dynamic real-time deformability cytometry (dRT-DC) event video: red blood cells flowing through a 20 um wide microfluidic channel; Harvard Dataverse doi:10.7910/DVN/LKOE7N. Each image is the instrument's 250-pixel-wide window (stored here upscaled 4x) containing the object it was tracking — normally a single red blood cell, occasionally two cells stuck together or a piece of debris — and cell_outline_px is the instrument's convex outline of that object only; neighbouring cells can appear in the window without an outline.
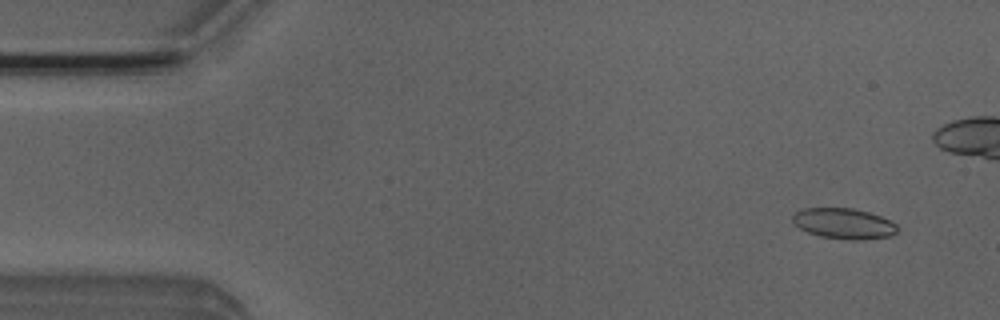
{"species": "Egyptian fruit bat (a non-hibernating species)", "species_latin": "Rousettus aegyptiacus", "temperature_condition": "room temperature", "stored_images_in_passage": 5, "camera_frame_rate_fps": 3000, "um_per_image_px": 0.085, "animal": {"sex": "male"}, "frame": {"image": 1, "passage_image": 1, "time_ms": 0.0, "image_size_px": [1000, 320], "cell_outline_px": [[896, 232], [892, 236], [864, 240], [848, 240], [820, 236], [808, 232], [800, 228], [792, 220], [792, 216], [796, 212], [804, 208], [852, 208], [868, 212], [880, 216], [896, 224]], "centroid_in_image_um": [71.73, 19.01], "position_along_channel_um": 13.3, "area_um2": 18.61}}